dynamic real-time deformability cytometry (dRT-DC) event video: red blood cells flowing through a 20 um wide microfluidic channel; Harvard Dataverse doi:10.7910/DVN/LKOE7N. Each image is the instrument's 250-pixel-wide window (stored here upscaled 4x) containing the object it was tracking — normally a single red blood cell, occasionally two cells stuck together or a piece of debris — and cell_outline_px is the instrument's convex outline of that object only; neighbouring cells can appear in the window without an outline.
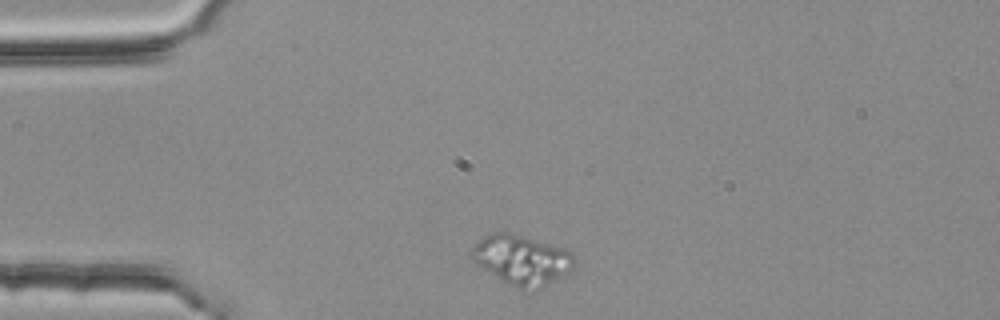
{"species": "common noctule bat (a hibernating species)", "species_latin": "Nyctalus noctula", "temperature_condition": "room temperature", "stored_images_in_passage": 3, "camera_frame_rate_fps": 3000, "um_per_image_px": 0.085, "animal": {"sex": "female", "body_mass_g": 25.1}, "frame": {"image": 1, "passage_image": 1, "time_ms": 0.0, "image_size_px": [1000, 320], "cell_outline_px": [[576, 260], [572, 268], [568, 272], [544, 288], [524, 292], [500, 280], [472, 260], [472, 248], [484, 236], [492, 232], [512, 232], [564, 248], [572, 252]], "centroid_in_image_um": [44.39, 22.11], "position_along_channel_um": 40.6, "area_um2": 30.06}}